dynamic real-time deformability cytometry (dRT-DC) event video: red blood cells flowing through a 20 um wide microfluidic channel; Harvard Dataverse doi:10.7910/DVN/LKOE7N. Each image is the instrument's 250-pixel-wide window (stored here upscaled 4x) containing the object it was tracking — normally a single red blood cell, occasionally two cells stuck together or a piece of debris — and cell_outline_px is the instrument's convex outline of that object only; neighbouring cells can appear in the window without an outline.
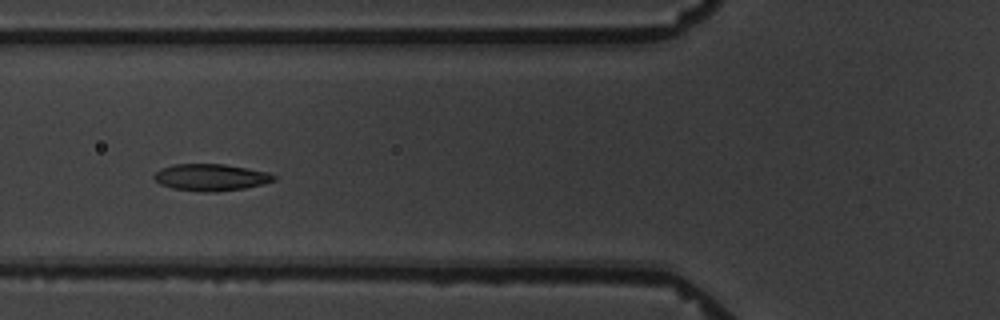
{"species": "common noctule bat (a hibernating species)", "species_latin": "Nyctalus noctula", "temperature_condition": "warm", "stored_images_in_passage": 7, "camera_frame_rate_fps": 3000, "um_per_image_px": 0.085, "animal": {"sex": "male", "body_mass_g": 19.5, "forearm_length_mm": 54.6}, "frame": {"image": 1, "passage_image": 5, "time_ms": 6.333, "image_size_px": [1000, 320], "cell_outline_px": [[276, 180], [264, 184], [244, 188], [216, 192], [204, 192], [172, 188], [160, 184], [152, 176], [160, 168], [172, 164], [224, 164], [268, 172], [276, 176]], "centroid_in_image_um": [17.92, 15.07], "position_along_channel_um": 107.9, "area_um2": 18.79}}
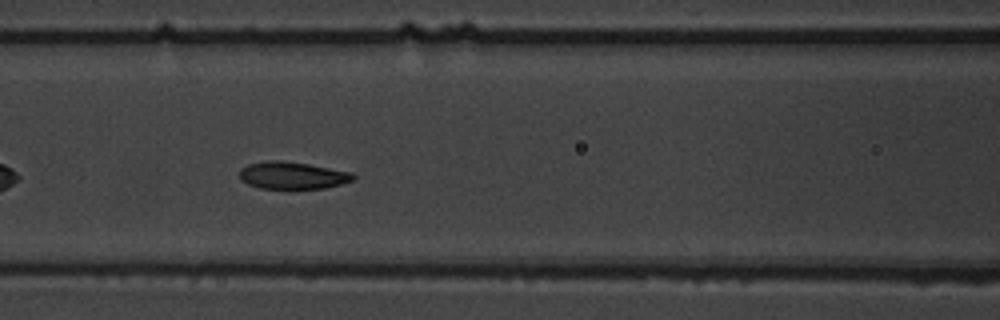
{"frame": {"image": 2, "passage_image": 6, "time_ms": 7.333, "image_size_px": [1000, 320], "cell_outline_px": [[356, 176], [352, 180], [340, 184], [324, 188], [260, 188], [248, 184], [240, 180], [240, 168], [248, 164], [272, 160], [276, 160], [308, 164], [352, 172]], "centroid_in_image_um": [24.84, 14.91], "position_along_channel_um": 141.8, "area_um2": 17.8}}